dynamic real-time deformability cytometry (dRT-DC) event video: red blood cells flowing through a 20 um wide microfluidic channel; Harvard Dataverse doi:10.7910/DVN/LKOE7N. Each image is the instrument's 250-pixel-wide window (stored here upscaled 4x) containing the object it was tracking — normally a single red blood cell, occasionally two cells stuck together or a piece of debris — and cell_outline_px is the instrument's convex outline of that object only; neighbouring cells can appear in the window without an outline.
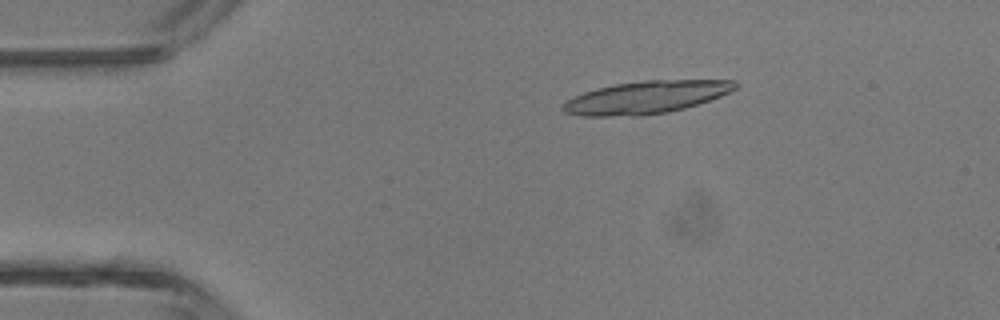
{"species": "common noctule bat (a hibernating species)", "species_latin": "Nyctalus noctula", "temperature_condition": "room temperature", "stored_images_in_passage": 6, "camera_frame_rate_fps": 3000, "um_per_image_px": 0.085, "animal": {"sex": "male", "body_mass_g": 13.3}, "frame": {"image": 1, "passage_image": 3, "time_ms": 2.333, "image_size_px": [1000, 320], "cell_outline_px": [[740, 84], [736, 88], [720, 96], [684, 108], [668, 112], [640, 116], [580, 116], [564, 112], [560, 108], [564, 100], [584, 92], [596, 88], [616, 84], [644, 80], [736, 80]], "centroid_in_image_um": [54.87, 8.27], "position_along_channel_um": 30.1, "area_um2": 32.83}}
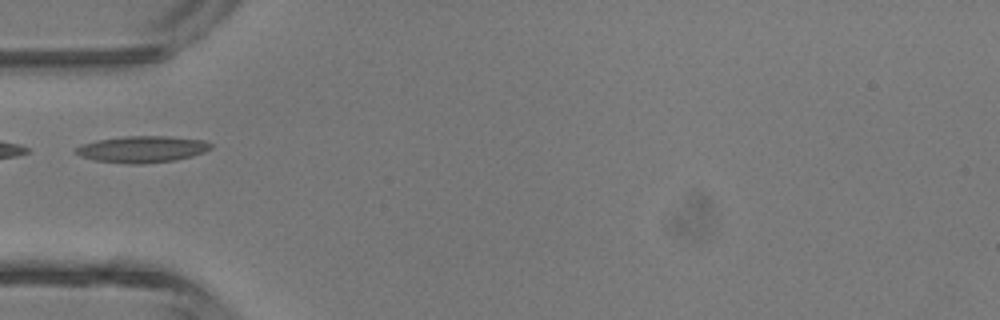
{"frame": {"image": 2, "passage_image": 5, "time_ms": 4.667, "image_size_px": [1000, 320], "cell_outline_px": [[212, 148], [204, 152], [192, 156], [176, 160], [144, 164], [128, 164], [92, 160], [80, 156], [72, 148], [80, 144], [96, 140], [124, 136], [168, 136], [204, 140], [212, 144]], "centroid_in_image_um": [12.05, 12.68], "position_along_channel_um": 73.0, "area_um2": 21.21}}
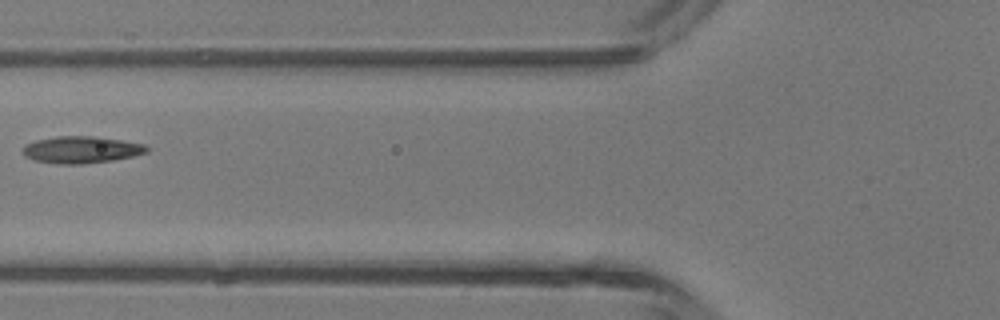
{"frame": {"image": 3, "passage_image": 6, "time_ms": 5.667, "image_size_px": [1000, 320], "cell_outline_px": [[148, 152], [132, 156], [112, 160], [84, 164], [56, 164], [32, 160], [24, 156], [24, 144], [36, 140], [56, 136], [96, 136], [144, 144], [148, 148]], "centroid_in_image_um": [6.88, 12.73], "position_along_channel_um": 118.9, "area_um2": 19.48}}